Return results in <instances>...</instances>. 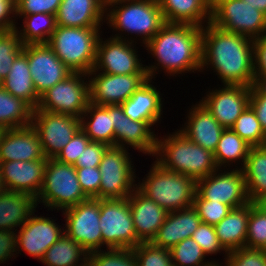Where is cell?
<instances>
[{"mask_svg":"<svg viewBox=\"0 0 266 266\" xmlns=\"http://www.w3.org/2000/svg\"><path fill=\"white\" fill-rule=\"evenodd\" d=\"M211 266H222L220 263L218 264V262L212 264Z\"/></svg>","mask_w":266,"mask_h":266,"instance_id":"cell-61","label":"cell"},{"mask_svg":"<svg viewBox=\"0 0 266 266\" xmlns=\"http://www.w3.org/2000/svg\"><path fill=\"white\" fill-rule=\"evenodd\" d=\"M266 242V208L261 203L250 202L248 232L245 247L261 248Z\"/></svg>","mask_w":266,"mask_h":266,"instance_id":"cell-42","label":"cell"},{"mask_svg":"<svg viewBox=\"0 0 266 266\" xmlns=\"http://www.w3.org/2000/svg\"><path fill=\"white\" fill-rule=\"evenodd\" d=\"M194 206L169 212L165 222L151 241L154 245L171 249L186 238H190L201 224Z\"/></svg>","mask_w":266,"mask_h":266,"instance_id":"cell-25","label":"cell"},{"mask_svg":"<svg viewBox=\"0 0 266 266\" xmlns=\"http://www.w3.org/2000/svg\"><path fill=\"white\" fill-rule=\"evenodd\" d=\"M78 182L88 198L99 199L101 173L98 167L76 168Z\"/></svg>","mask_w":266,"mask_h":266,"instance_id":"cell-49","label":"cell"},{"mask_svg":"<svg viewBox=\"0 0 266 266\" xmlns=\"http://www.w3.org/2000/svg\"><path fill=\"white\" fill-rule=\"evenodd\" d=\"M23 50L17 29L0 31V88L16 56Z\"/></svg>","mask_w":266,"mask_h":266,"instance_id":"cell-40","label":"cell"},{"mask_svg":"<svg viewBox=\"0 0 266 266\" xmlns=\"http://www.w3.org/2000/svg\"><path fill=\"white\" fill-rule=\"evenodd\" d=\"M64 233V228L61 229L55 220L33 213L16 234V251L23 250L41 261L49 247Z\"/></svg>","mask_w":266,"mask_h":266,"instance_id":"cell-18","label":"cell"},{"mask_svg":"<svg viewBox=\"0 0 266 266\" xmlns=\"http://www.w3.org/2000/svg\"><path fill=\"white\" fill-rule=\"evenodd\" d=\"M62 0H15L16 15L47 13L56 15Z\"/></svg>","mask_w":266,"mask_h":266,"instance_id":"cell-48","label":"cell"},{"mask_svg":"<svg viewBox=\"0 0 266 266\" xmlns=\"http://www.w3.org/2000/svg\"><path fill=\"white\" fill-rule=\"evenodd\" d=\"M212 67L224 85L251 87L254 82L253 40L210 21L201 32V72Z\"/></svg>","mask_w":266,"mask_h":266,"instance_id":"cell-1","label":"cell"},{"mask_svg":"<svg viewBox=\"0 0 266 266\" xmlns=\"http://www.w3.org/2000/svg\"><path fill=\"white\" fill-rule=\"evenodd\" d=\"M137 184V189L143 195L168 212L194 204L196 181L187 175L169 171L156 161L152 164L148 176Z\"/></svg>","mask_w":266,"mask_h":266,"instance_id":"cell-5","label":"cell"},{"mask_svg":"<svg viewBox=\"0 0 266 266\" xmlns=\"http://www.w3.org/2000/svg\"><path fill=\"white\" fill-rule=\"evenodd\" d=\"M225 256V266H266V253L261 248L242 247Z\"/></svg>","mask_w":266,"mask_h":266,"instance_id":"cell-44","label":"cell"},{"mask_svg":"<svg viewBox=\"0 0 266 266\" xmlns=\"http://www.w3.org/2000/svg\"><path fill=\"white\" fill-rule=\"evenodd\" d=\"M219 171L222 170L217 169L207 177L196 181L194 199L224 203L232 209L250 203L241 168H234L224 173Z\"/></svg>","mask_w":266,"mask_h":266,"instance_id":"cell-14","label":"cell"},{"mask_svg":"<svg viewBox=\"0 0 266 266\" xmlns=\"http://www.w3.org/2000/svg\"><path fill=\"white\" fill-rule=\"evenodd\" d=\"M47 159L0 163L3 190L28 193L37 198L43 184Z\"/></svg>","mask_w":266,"mask_h":266,"instance_id":"cell-20","label":"cell"},{"mask_svg":"<svg viewBox=\"0 0 266 266\" xmlns=\"http://www.w3.org/2000/svg\"><path fill=\"white\" fill-rule=\"evenodd\" d=\"M254 75L266 76V35L253 40Z\"/></svg>","mask_w":266,"mask_h":266,"instance_id":"cell-51","label":"cell"},{"mask_svg":"<svg viewBox=\"0 0 266 266\" xmlns=\"http://www.w3.org/2000/svg\"><path fill=\"white\" fill-rule=\"evenodd\" d=\"M244 2H247L250 6H253V8L258 9L263 14L266 15V0H241Z\"/></svg>","mask_w":266,"mask_h":266,"instance_id":"cell-56","label":"cell"},{"mask_svg":"<svg viewBox=\"0 0 266 266\" xmlns=\"http://www.w3.org/2000/svg\"><path fill=\"white\" fill-rule=\"evenodd\" d=\"M201 32L202 28L198 26L165 23L145 44L146 50L158 62L145 66L148 78H155L153 76L158 74L159 68L170 76L197 70L201 72Z\"/></svg>","mask_w":266,"mask_h":266,"instance_id":"cell-2","label":"cell"},{"mask_svg":"<svg viewBox=\"0 0 266 266\" xmlns=\"http://www.w3.org/2000/svg\"><path fill=\"white\" fill-rule=\"evenodd\" d=\"M126 148L109 146L98 166L101 173L99 199L127 198L136 188V174Z\"/></svg>","mask_w":266,"mask_h":266,"instance_id":"cell-9","label":"cell"},{"mask_svg":"<svg viewBox=\"0 0 266 266\" xmlns=\"http://www.w3.org/2000/svg\"><path fill=\"white\" fill-rule=\"evenodd\" d=\"M88 258V251L64 233L45 252L41 262L46 266H79Z\"/></svg>","mask_w":266,"mask_h":266,"instance_id":"cell-34","label":"cell"},{"mask_svg":"<svg viewBox=\"0 0 266 266\" xmlns=\"http://www.w3.org/2000/svg\"><path fill=\"white\" fill-rule=\"evenodd\" d=\"M65 234L80 244L88 253L101 250L102 230L99 227L100 199L88 198L63 211Z\"/></svg>","mask_w":266,"mask_h":266,"instance_id":"cell-12","label":"cell"},{"mask_svg":"<svg viewBox=\"0 0 266 266\" xmlns=\"http://www.w3.org/2000/svg\"><path fill=\"white\" fill-rule=\"evenodd\" d=\"M46 158L36 130L27 127L7 129L0 142V163L34 161Z\"/></svg>","mask_w":266,"mask_h":266,"instance_id":"cell-22","label":"cell"},{"mask_svg":"<svg viewBox=\"0 0 266 266\" xmlns=\"http://www.w3.org/2000/svg\"><path fill=\"white\" fill-rule=\"evenodd\" d=\"M2 87L15 97L26 102L33 110L39 105L40 96L36 93L27 54L22 50L10 66L3 79Z\"/></svg>","mask_w":266,"mask_h":266,"instance_id":"cell-30","label":"cell"},{"mask_svg":"<svg viewBox=\"0 0 266 266\" xmlns=\"http://www.w3.org/2000/svg\"><path fill=\"white\" fill-rule=\"evenodd\" d=\"M99 227L106 248H135L137 238L128 198L100 199Z\"/></svg>","mask_w":266,"mask_h":266,"instance_id":"cell-10","label":"cell"},{"mask_svg":"<svg viewBox=\"0 0 266 266\" xmlns=\"http://www.w3.org/2000/svg\"><path fill=\"white\" fill-rule=\"evenodd\" d=\"M241 170L250 202L264 201L266 199V145L251 147Z\"/></svg>","mask_w":266,"mask_h":266,"instance_id":"cell-33","label":"cell"},{"mask_svg":"<svg viewBox=\"0 0 266 266\" xmlns=\"http://www.w3.org/2000/svg\"><path fill=\"white\" fill-rule=\"evenodd\" d=\"M100 29L57 26L47 44L72 72L88 74L95 66Z\"/></svg>","mask_w":266,"mask_h":266,"instance_id":"cell-6","label":"cell"},{"mask_svg":"<svg viewBox=\"0 0 266 266\" xmlns=\"http://www.w3.org/2000/svg\"><path fill=\"white\" fill-rule=\"evenodd\" d=\"M86 76V73L72 72L40 96L37 109L80 118L90 103Z\"/></svg>","mask_w":266,"mask_h":266,"instance_id":"cell-11","label":"cell"},{"mask_svg":"<svg viewBox=\"0 0 266 266\" xmlns=\"http://www.w3.org/2000/svg\"><path fill=\"white\" fill-rule=\"evenodd\" d=\"M33 109L23 100L0 88V125L6 129L31 125Z\"/></svg>","mask_w":266,"mask_h":266,"instance_id":"cell-36","label":"cell"},{"mask_svg":"<svg viewBox=\"0 0 266 266\" xmlns=\"http://www.w3.org/2000/svg\"><path fill=\"white\" fill-rule=\"evenodd\" d=\"M157 1L166 23L190 24L202 28L210 21L211 0Z\"/></svg>","mask_w":266,"mask_h":266,"instance_id":"cell-28","label":"cell"},{"mask_svg":"<svg viewBox=\"0 0 266 266\" xmlns=\"http://www.w3.org/2000/svg\"><path fill=\"white\" fill-rule=\"evenodd\" d=\"M114 146L127 149L131 146L145 154L154 156L157 136L148 122L134 121L127 117L121 105H113Z\"/></svg>","mask_w":266,"mask_h":266,"instance_id":"cell-21","label":"cell"},{"mask_svg":"<svg viewBox=\"0 0 266 266\" xmlns=\"http://www.w3.org/2000/svg\"><path fill=\"white\" fill-rule=\"evenodd\" d=\"M189 111L188 121L179 131L190 141L214 153L225 128L200 101Z\"/></svg>","mask_w":266,"mask_h":266,"instance_id":"cell-26","label":"cell"},{"mask_svg":"<svg viewBox=\"0 0 266 266\" xmlns=\"http://www.w3.org/2000/svg\"><path fill=\"white\" fill-rule=\"evenodd\" d=\"M249 105L255 111L261 128L266 134V96L262 94H250Z\"/></svg>","mask_w":266,"mask_h":266,"instance_id":"cell-54","label":"cell"},{"mask_svg":"<svg viewBox=\"0 0 266 266\" xmlns=\"http://www.w3.org/2000/svg\"><path fill=\"white\" fill-rule=\"evenodd\" d=\"M147 79L131 97L120 104L124 114L134 121L148 122L151 126L162 118V96L160 91Z\"/></svg>","mask_w":266,"mask_h":266,"instance_id":"cell-27","label":"cell"},{"mask_svg":"<svg viewBox=\"0 0 266 266\" xmlns=\"http://www.w3.org/2000/svg\"><path fill=\"white\" fill-rule=\"evenodd\" d=\"M261 249L266 253V242H265V244L261 247Z\"/></svg>","mask_w":266,"mask_h":266,"instance_id":"cell-59","label":"cell"},{"mask_svg":"<svg viewBox=\"0 0 266 266\" xmlns=\"http://www.w3.org/2000/svg\"><path fill=\"white\" fill-rule=\"evenodd\" d=\"M105 13L106 0H62L56 14V25L100 28Z\"/></svg>","mask_w":266,"mask_h":266,"instance_id":"cell-23","label":"cell"},{"mask_svg":"<svg viewBox=\"0 0 266 266\" xmlns=\"http://www.w3.org/2000/svg\"><path fill=\"white\" fill-rule=\"evenodd\" d=\"M133 251L137 266H174L170 250L156 246L152 242H141Z\"/></svg>","mask_w":266,"mask_h":266,"instance_id":"cell-43","label":"cell"},{"mask_svg":"<svg viewBox=\"0 0 266 266\" xmlns=\"http://www.w3.org/2000/svg\"><path fill=\"white\" fill-rule=\"evenodd\" d=\"M106 11L110 28L142 36L144 45L166 23L157 0H106Z\"/></svg>","mask_w":266,"mask_h":266,"instance_id":"cell-4","label":"cell"},{"mask_svg":"<svg viewBox=\"0 0 266 266\" xmlns=\"http://www.w3.org/2000/svg\"><path fill=\"white\" fill-rule=\"evenodd\" d=\"M36 207V198L28 193L0 191V230L16 232L15 227L22 226Z\"/></svg>","mask_w":266,"mask_h":266,"instance_id":"cell-29","label":"cell"},{"mask_svg":"<svg viewBox=\"0 0 266 266\" xmlns=\"http://www.w3.org/2000/svg\"><path fill=\"white\" fill-rule=\"evenodd\" d=\"M6 131H7V129L5 127H3L2 125H0V142L2 141V138H3Z\"/></svg>","mask_w":266,"mask_h":266,"instance_id":"cell-57","label":"cell"},{"mask_svg":"<svg viewBox=\"0 0 266 266\" xmlns=\"http://www.w3.org/2000/svg\"><path fill=\"white\" fill-rule=\"evenodd\" d=\"M127 198L137 238L141 242H151L169 212L148 199L137 188Z\"/></svg>","mask_w":266,"mask_h":266,"instance_id":"cell-24","label":"cell"},{"mask_svg":"<svg viewBox=\"0 0 266 266\" xmlns=\"http://www.w3.org/2000/svg\"><path fill=\"white\" fill-rule=\"evenodd\" d=\"M15 231L0 230V264L13 258L16 251V233ZM16 252V253H14Z\"/></svg>","mask_w":266,"mask_h":266,"instance_id":"cell-52","label":"cell"},{"mask_svg":"<svg viewBox=\"0 0 266 266\" xmlns=\"http://www.w3.org/2000/svg\"><path fill=\"white\" fill-rule=\"evenodd\" d=\"M210 22L252 40L266 35V15L241 0H211Z\"/></svg>","mask_w":266,"mask_h":266,"instance_id":"cell-8","label":"cell"},{"mask_svg":"<svg viewBox=\"0 0 266 266\" xmlns=\"http://www.w3.org/2000/svg\"><path fill=\"white\" fill-rule=\"evenodd\" d=\"M14 15H16L15 0H0V31L16 28V22L12 19L16 18Z\"/></svg>","mask_w":266,"mask_h":266,"instance_id":"cell-53","label":"cell"},{"mask_svg":"<svg viewBox=\"0 0 266 266\" xmlns=\"http://www.w3.org/2000/svg\"><path fill=\"white\" fill-rule=\"evenodd\" d=\"M119 33L108 40L99 37L97 43L96 62L91 72H102L105 74L128 75L147 74L144 64L136 54L134 40L122 38ZM126 39V40H125Z\"/></svg>","mask_w":266,"mask_h":266,"instance_id":"cell-13","label":"cell"},{"mask_svg":"<svg viewBox=\"0 0 266 266\" xmlns=\"http://www.w3.org/2000/svg\"><path fill=\"white\" fill-rule=\"evenodd\" d=\"M31 125L38 134L46 158H55L81 129L78 117L37 108L33 110Z\"/></svg>","mask_w":266,"mask_h":266,"instance_id":"cell-15","label":"cell"},{"mask_svg":"<svg viewBox=\"0 0 266 266\" xmlns=\"http://www.w3.org/2000/svg\"><path fill=\"white\" fill-rule=\"evenodd\" d=\"M89 253L91 266H137L133 248H107Z\"/></svg>","mask_w":266,"mask_h":266,"instance_id":"cell-41","label":"cell"},{"mask_svg":"<svg viewBox=\"0 0 266 266\" xmlns=\"http://www.w3.org/2000/svg\"><path fill=\"white\" fill-rule=\"evenodd\" d=\"M3 190L2 184H1V180H0V191Z\"/></svg>","mask_w":266,"mask_h":266,"instance_id":"cell-62","label":"cell"},{"mask_svg":"<svg viewBox=\"0 0 266 266\" xmlns=\"http://www.w3.org/2000/svg\"><path fill=\"white\" fill-rule=\"evenodd\" d=\"M261 204L266 208V199L262 201Z\"/></svg>","mask_w":266,"mask_h":266,"instance_id":"cell-60","label":"cell"},{"mask_svg":"<svg viewBox=\"0 0 266 266\" xmlns=\"http://www.w3.org/2000/svg\"><path fill=\"white\" fill-rule=\"evenodd\" d=\"M36 93L41 96L72 71L56 56L47 43L23 45Z\"/></svg>","mask_w":266,"mask_h":266,"instance_id":"cell-17","label":"cell"},{"mask_svg":"<svg viewBox=\"0 0 266 266\" xmlns=\"http://www.w3.org/2000/svg\"><path fill=\"white\" fill-rule=\"evenodd\" d=\"M80 123L81 130L91 142L114 146L113 105L99 106L89 103L80 117Z\"/></svg>","mask_w":266,"mask_h":266,"instance_id":"cell-32","label":"cell"},{"mask_svg":"<svg viewBox=\"0 0 266 266\" xmlns=\"http://www.w3.org/2000/svg\"><path fill=\"white\" fill-rule=\"evenodd\" d=\"M87 77H90V103L99 106L124 103L148 79L147 74L115 75L102 72H89Z\"/></svg>","mask_w":266,"mask_h":266,"instance_id":"cell-16","label":"cell"},{"mask_svg":"<svg viewBox=\"0 0 266 266\" xmlns=\"http://www.w3.org/2000/svg\"><path fill=\"white\" fill-rule=\"evenodd\" d=\"M251 94H262L266 96V76L254 75Z\"/></svg>","mask_w":266,"mask_h":266,"instance_id":"cell-55","label":"cell"},{"mask_svg":"<svg viewBox=\"0 0 266 266\" xmlns=\"http://www.w3.org/2000/svg\"><path fill=\"white\" fill-rule=\"evenodd\" d=\"M90 142V138L80 129L55 159L61 163L74 165Z\"/></svg>","mask_w":266,"mask_h":266,"instance_id":"cell-47","label":"cell"},{"mask_svg":"<svg viewBox=\"0 0 266 266\" xmlns=\"http://www.w3.org/2000/svg\"><path fill=\"white\" fill-rule=\"evenodd\" d=\"M191 237L198 243L206 256L217 254L220 250L228 254L217 238L214 225L201 222Z\"/></svg>","mask_w":266,"mask_h":266,"instance_id":"cell-46","label":"cell"},{"mask_svg":"<svg viewBox=\"0 0 266 266\" xmlns=\"http://www.w3.org/2000/svg\"><path fill=\"white\" fill-rule=\"evenodd\" d=\"M109 146L101 142H90L81 156L74 164L75 168L98 167L101 163L104 152Z\"/></svg>","mask_w":266,"mask_h":266,"instance_id":"cell-50","label":"cell"},{"mask_svg":"<svg viewBox=\"0 0 266 266\" xmlns=\"http://www.w3.org/2000/svg\"><path fill=\"white\" fill-rule=\"evenodd\" d=\"M155 155V161L163 168L187 175L195 181L219 169L212 152L190 141L179 130L163 139L157 137Z\"/></svg>","mask_w":266,"mask_h":266,"instance_id":"cell-3","label":"cell"},{"mask_svg":"<svg viewBox=\"0 0 266 266\" xmlns=\"http://www.w3.org/2000/svg\"><path fill=\"white\" fill-rule=\"evenodd\" d=\"M251 87L224 85L212 90L200 102L209 110L218 123L231 128L236 119L249 105Z\"/></svg>","mask_w":266,"mask_h":266,"instance_id":"cell-19","label":"cell"},{"mask_svg":"<svg viewBox=\"0 0 266 266\" xmlns=\"http://www.w3.org/2000/svg\"><path fill=\"white\" fill-rule=\"evenodd\" d=\"M193 206L196 208L201 221L210 225L219 223L232 210L230 206L224 203L205 199H194Z\"/></svg>","mask_w":266,"mask_h":266,"instance_id":"cell-45","label":"cell"},{"mask_svg":"<svg viewBox=\"0 0 266 266\" xmlns=\"http://www.w3.org/2000/svg\"><path fill=\"white\" fill-rule=\"evenodd\" d=\"M231 129L252 147L266 145V134L250 105L236 119Z\"/></svg>","mask_w":266,"mask_h":266,"instance_id":"cell-38","label":"cell"},{"mask_svg":"<svg viewBox=\"0 0 266 266\" xmlns=\"http://www.w3.org/2000/svg\"><path fill=\"white\" fill-rule=\"evenodd\" d=\"M79 266H91V265H90L89 261H86V262L82 263V264L79 265Z\"/></svg>","mask_w":266,"mask_h":266,"instance_id":"cell-58","label":"cell"},{"mask_svg":"<svg viewBox=\"0 0 266 266\" xmlns=\"http://www.w3.org/2000/svg\"><path fill=\"white\" fill-rule=\"evenodd\" d=\"M249 215L250 203L232 209L226 217L214 225L217 238L227 252L245 247Z\"/></svg>","mask_w":266,"mask_h":266,"instance_id":"cell-31","label":"cell"},{"mask_svg":"<svg viewBox=\"0 0 266 266\" xmlns=\"http://www.w3.org/2000/svg\"><path fill=\"white\" fill-rule=\"evenodd\" d=\"M87 199L78 182L74 165L48 158L43 184L36 198L37 205L43 203L49 210L55 208L63 211Z\"/></svg>","mask_w":266,"mask_h":266,"instance_id":"cell-7","label":"cell"},{"mask_svg":"<svg viewBox=\"0 0 266 266\" xmlns=\"http://www.w3.org/2000/svg\"><path fill=\"white\" fill-rule=\"evenodd\" d=\"M24 18L22 29L16 27L23 45L48 43L52 33L56 30V15L36 13L31 15H15ZM23 16V17H22Z\"/></svg>","mask_w":266,"mask_h":266,"instance_id":"cell-35","label":"cell"},{"mask_svg":"<svg viewBox=\"0 0 266 266\" xmlns=\"http://www.w3.org/2000/svg\"><path fill=\"white\" fill-rule=\"evenodd\" d=\"M170 253L174 266H211L216 263L214 260L204 261L206 254L192 237L176 244Z\"/></svg>","mask_w":266,"mask_h":266,"instance_id":"cell-39","label":"cell"},{"mask_svg":"<svg viewBox=\"0 0 266 266\" xmlns=\"http://www.w3.org/2000/svg\"><path fill=\"white\" fill-rule=\"evenodd\" d=\"M251 147L231 128L224 129L213 153L216 166L220 169L221 166H230L236 161L238 163V160H241L244 166Z\"/></svg>","mask_w":266,"mask_h":266,"instance_id":"cell-37","label":"cell"}]
</instances>
